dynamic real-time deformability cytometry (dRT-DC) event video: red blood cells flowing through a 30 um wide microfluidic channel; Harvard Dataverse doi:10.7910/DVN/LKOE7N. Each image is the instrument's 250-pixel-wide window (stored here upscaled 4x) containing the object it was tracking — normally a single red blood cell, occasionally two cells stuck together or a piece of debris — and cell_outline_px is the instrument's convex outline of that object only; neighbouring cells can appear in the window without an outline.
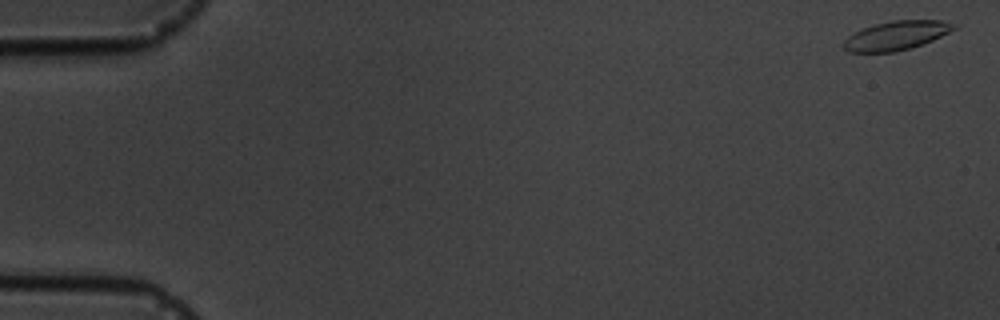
{"species": "common noctule bat (a hibernating species)", "species_latin": "Nyctalus noctula", "temperature_condition": "cold", "stored_images_in_passage": 5, "camera_frame_rate_fps": 3000, "um_per_image_px": 0.085, "animal": {"sex": "male", "body_mass_g": 19.5, "forearm_length_mm": 54.6}, "frame": {"image": 1, "passage_image": 1, "time_ms": 0.0, "image_size_px": [1000, 320], "cell_outline_px": [[960, 24], [956, 28], [932, 40], [896, 52], [848, 52], [840, 44], [848, 36], [864, 28], [876, 24], [892, 20], [940, 20]], "centroid_in_image_um": [76.17, 3.01], "position_along_channel_um": 8.8, "area_um2": 18.5}}